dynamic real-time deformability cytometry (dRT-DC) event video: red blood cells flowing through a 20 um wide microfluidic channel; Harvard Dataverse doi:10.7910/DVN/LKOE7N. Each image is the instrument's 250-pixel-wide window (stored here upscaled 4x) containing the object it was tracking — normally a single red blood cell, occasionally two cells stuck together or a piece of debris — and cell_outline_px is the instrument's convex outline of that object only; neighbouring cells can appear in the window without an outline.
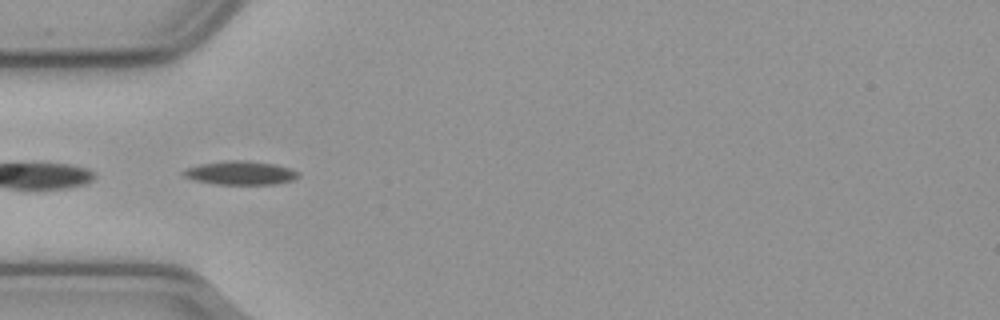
{"species": "common noctule bat (a hibernating species)", "species_latin": "Nyctalus noctula", "temperature_condition": "cold", "stored_images_in_passage": 40, "camera_frame_rate_fps": 3000, "um_per_image_px": 0.085, "animal": {"sex": "male", "body_mass_g": 23.1, "forearm_length_mm": 52.7}, "frame": {"image": 1, "passage_image": 1, "time_ms": 0.0, "image_size_px": [1000, 320], "cell_outline_px": [[300, 176], [292, 180], [276, 184], [216, 184], [196, 180], [184, 176], [180, 172], [188, 168], [200, 164], [228, 160], [240, 160], [276, 164], [300, 172]], "centroid_in_image_um": [20.46, 14.69], "position_along_channel_um": 64.5, "area_um2": 15.72}}
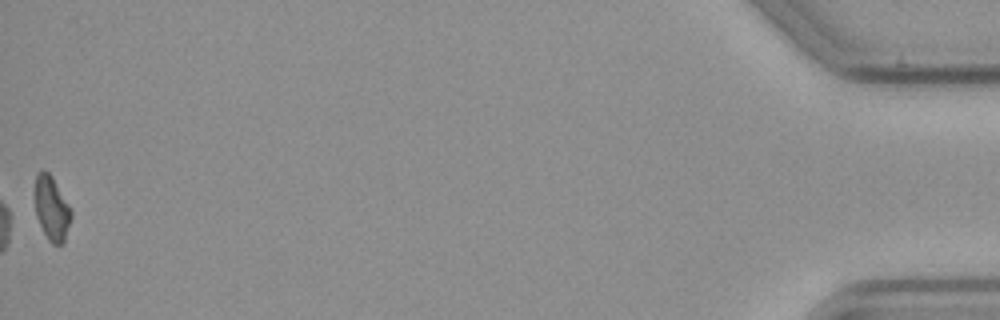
{"frame": {"image": 2, "passage_image": 40, "time_ms": 13.0, "image_size_px": [1000, 320], "cell_outline_px": [[72, 216], [64, 244], [52, 244], [48, 240], [36, 216], [32, 192], [36, 172], [40, 168], [44, 168], [52, 176], [68, 204], [72, 212]], "centroid_in_image_um": [4.34, 17.65], "position_along_channel_um": 430.9, "area_um2": 14.16}, "authors_computed_cell_mechanics": {"area_um2": 14.6523, "velocity_mm_per_s": 3.6302, "shape_relaxation_time_tau1_ms": 3.889, "shape_relaxation_time_tau2_ms": null, "deformation_change_tau1": 0.114, "deformation_change_tau2": null}}